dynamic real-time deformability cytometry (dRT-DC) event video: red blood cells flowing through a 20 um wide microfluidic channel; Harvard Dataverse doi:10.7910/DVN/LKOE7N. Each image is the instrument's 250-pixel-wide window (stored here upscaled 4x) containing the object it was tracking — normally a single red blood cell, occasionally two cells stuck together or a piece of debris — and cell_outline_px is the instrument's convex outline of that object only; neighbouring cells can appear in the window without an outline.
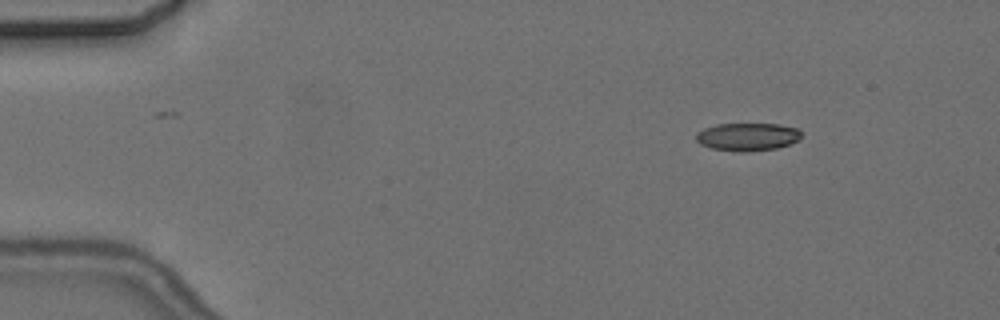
{"species": "common noctule bat (a hibernating species)", "species_latin": "Nyctalus noctula", "temperature_condition": "cold", "stored_images_in_passage": 6, "camera_frame_rate_fps": 3000, "um_per_image_px": 0.085, "animal": {"sex": "female", "body_mass_g": 24.6, "forearm_length_mm": 56.2}, "frame": {"image": 1, "passage_image": 3, "time_ms": 2.333, "image_size_px": [1000, 320], "cell_outline_px": [[800, 140], [776, 148], [744, 152], [740, 152], [712, 148], [700, 144], [696, 140], [696, 132], [704, 128], [716, 124], [780, 124], [796, 128], [800, 132]], "centroid_in_image_um": [63.51, 11.62], "position_along_channel_um": 21.5, "area_um2": 17.05}}
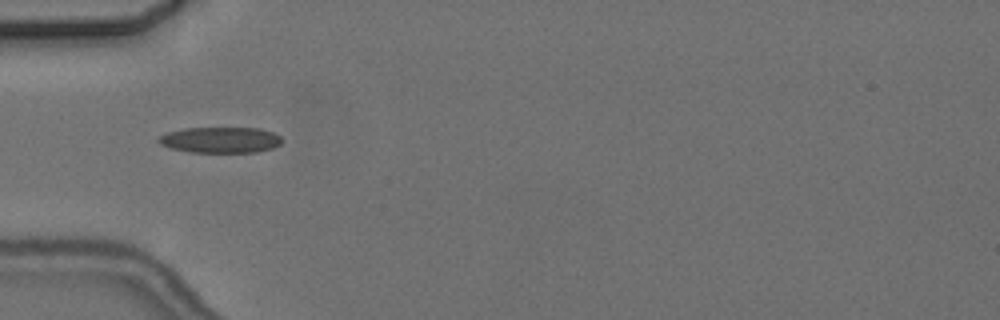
{"frame": {"image": 2, "passage_image": 6, "time_ms": 6.0, "image_size_px": [1000, 320], "cell_outline_px": [[280, 144], [272, 148], [256, 152], [192, 152], [172, 148], [160, 144], [156, 140], [160, 136], [168, 132], [184, 128], [260, 128], [272, 132], [280, 136]], "centroid_in_image_um": [18.72, 11.89], "position_along_channel_um": 66.3, "area_um2": 18.44}}